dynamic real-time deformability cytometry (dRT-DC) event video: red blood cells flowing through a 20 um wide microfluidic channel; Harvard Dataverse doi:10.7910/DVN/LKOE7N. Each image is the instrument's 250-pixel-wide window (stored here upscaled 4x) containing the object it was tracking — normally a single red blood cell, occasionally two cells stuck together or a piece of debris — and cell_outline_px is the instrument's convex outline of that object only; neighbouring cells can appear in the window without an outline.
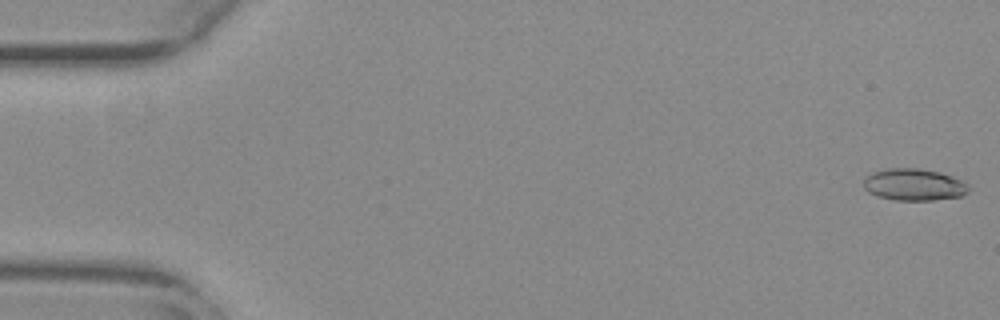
{"species": "common noctule bat (a hibernating species)", "species_latin": "Nyctalus noctula", "temperature_condition": "warm", "stored_images_in_passage": 55, "camera_frame_rate_fps": 3000, "um_per_image_px": 0.085, "animal": {"sex": "female", "body_mass_g": 29.2, "forearm_length_mm": 56.3}, "frame": {"image": 1, "passage_image": 1, "time_ms": 0.0, "image_size_px": [1000, 320], "cell_outline_px": [[968, 192], [960, 196], [932, 200], [892, 200], [868, 192], [864, 188], [864, 180], [872, 172], [888, 168], [916, 168], [940, 172], [952, 176], [968, 184]], "centroid_in_image_um": [77.68, 15.69], "position_along_channel_um": 7.3, "area_um2": 19.36}}
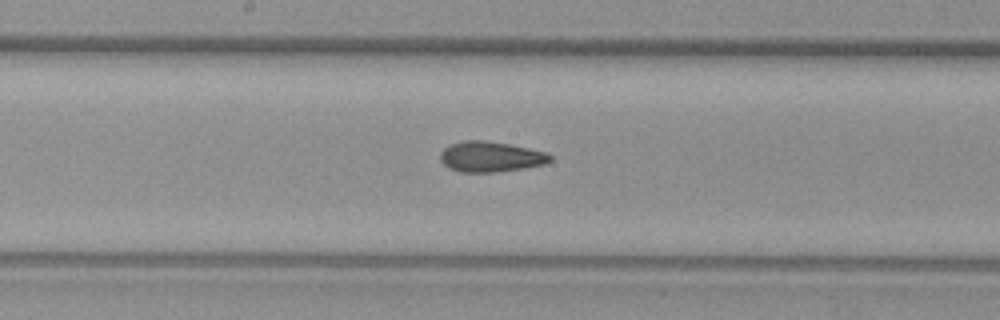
{"frame": {"image": 2, "passage_image": 29, "time_ms": 9.333, "image_size_px": [1000, 320], "cell_outline_px": [[552, 160], [544, 164], [524, 168], [496, 172], [460, 172], [448, 168], [440, 160], [440, 152], [448, 144], [464, 140], [484, 140], [508, 144], [548, 152], [552, 156]], "centroid_in_image_um": [41.68, 13.32], "position_along_channel_um": 206.5, "area_um2": 19.65}}
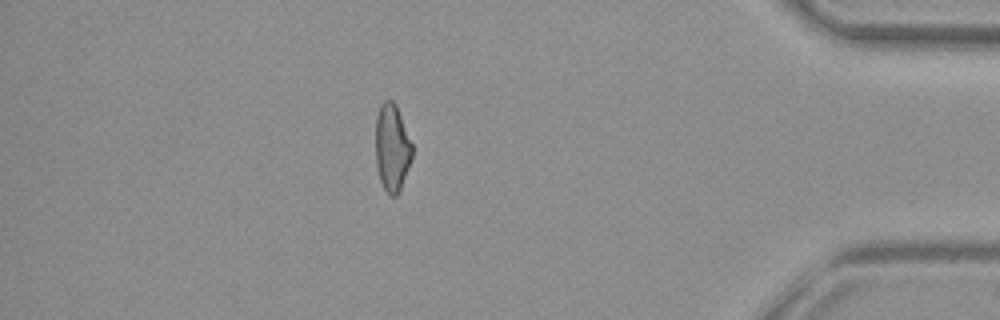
{"frame": {"image": 3, "passage_image": 48, "time_ms": 15.667, "image_size_px": [1000, 320], "cell_outline_px": [[412, 156], [400, 188], [396, 196], [388, 196], [380, 180], [376, 164], [376, 116], [380, 104], [384, 100], [392, 100], [396, 104], [412, 144]], "centroid_in_image_um": [33.3, 12.53], "position_along_channel_um": 401.9, "area_um2": 18.44}, "authors_computed_cell_mechanics": {"area_um2": 19.3052, "velocity_mm_per_s": 3.7866, "shape_relaxation_time_tau1_ms": null, "shape_relaxation_time_tau2_ms": 2.7354, "deformation_change_tau1": null, "deformation_change_tau2": 0.1067}}